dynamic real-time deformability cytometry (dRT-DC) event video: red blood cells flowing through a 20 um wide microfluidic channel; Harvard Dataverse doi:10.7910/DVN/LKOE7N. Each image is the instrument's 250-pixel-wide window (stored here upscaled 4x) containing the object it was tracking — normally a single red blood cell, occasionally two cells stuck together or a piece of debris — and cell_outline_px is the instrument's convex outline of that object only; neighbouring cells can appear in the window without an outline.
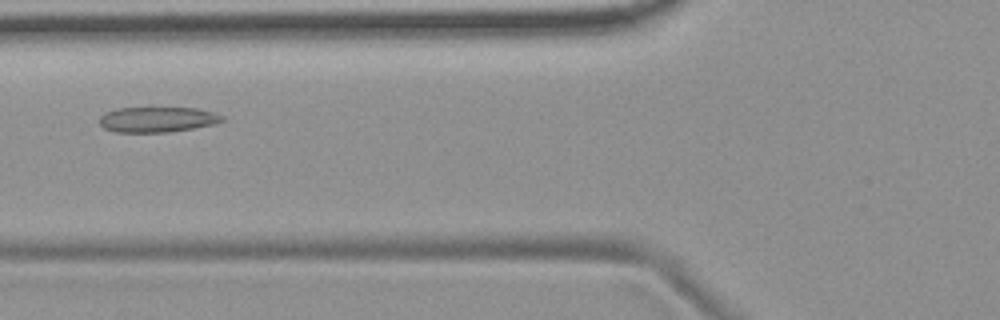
{"species": "common noctule bat (a hibernating species)", "species_latin": "Nyctalus noctula", "temperature_condition": "room temperature", "stored_images_in_passage": 44, "camera_frame_rate_fps": 3000, "um_per_image_px": 0.085, "animal": {"sex": "female", "body_mass_g": 19.9}, "frame": {"image": 1, "passage_image": 11, "time_ms": 3.333, "image_size_px": [1000, 320], "cell_outline_px": [[224, 120], [216, 124], [168, 132], [116, 132], [104, 128], [100, 124], [100, 116], [104, 112], [116, 108], [196, 108], [216, 112], [224, 116]], "centroid_in_image_um": [13.39, 10.15], "position_along_channel_um": 112.4, "area_um2": 18.21}}
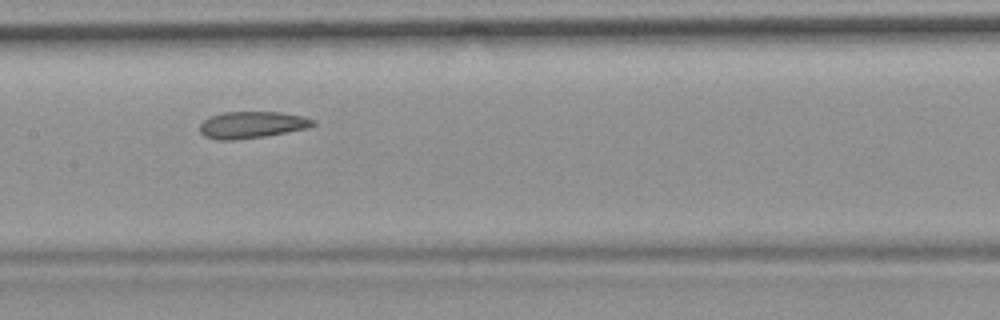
{"frame": {"image": 2, "passage_image": 17, "time_ms": 5.333, "image_size_px": [1000, 320], "cell_outline_px": [[316, 124], [308, 128], [264, 136], [236, 140], [220, 140], [204, 136], [200, 132], [200, 124], [204, 120], [220, 112], [280, 112], [304, 116], [316, 120]], "centroid_in_image_um": [21.43, 10.6], "position_along_channel_um": 186.0, "area_um2": 17.69}}
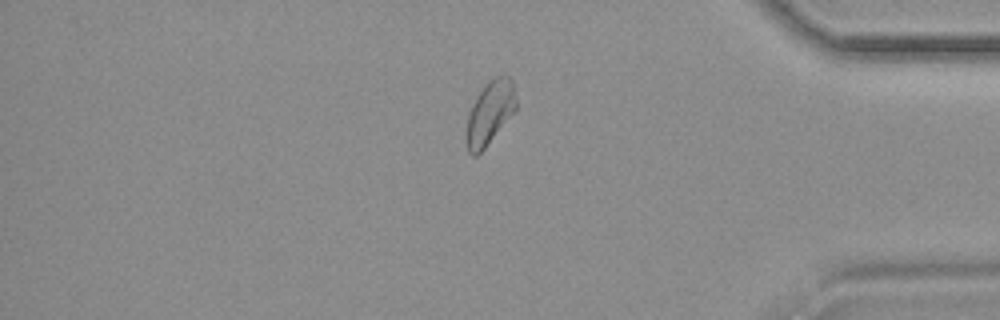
{"frame": {"image": 3, "passage_image": 36, "time_ms": 11.667, "image_size_px": [1000, 320], "cell_outline_px": [[516, 112], [484, 148], [476, 156], [472, 156], [468, 152], [468, 112], [472, 104], [484, 84], [492, 76], [512, 76], [516, 100]], "centroid_in_image_um": [41.69, 9.53], "position_along_channel_um": 393.5, "area_um2": 18.38}, "authors_computed_cell_mechanics": {"area_um2": 18.5538, "velocity_mm_per_s": 3.6898, "shape_relaxation_time_tau1_ms": null, "shape_relaxation_time_tau2_ms": 2.3761, "deformation_change_tau1": null, "deformation_change_tau2": 0.0902}}